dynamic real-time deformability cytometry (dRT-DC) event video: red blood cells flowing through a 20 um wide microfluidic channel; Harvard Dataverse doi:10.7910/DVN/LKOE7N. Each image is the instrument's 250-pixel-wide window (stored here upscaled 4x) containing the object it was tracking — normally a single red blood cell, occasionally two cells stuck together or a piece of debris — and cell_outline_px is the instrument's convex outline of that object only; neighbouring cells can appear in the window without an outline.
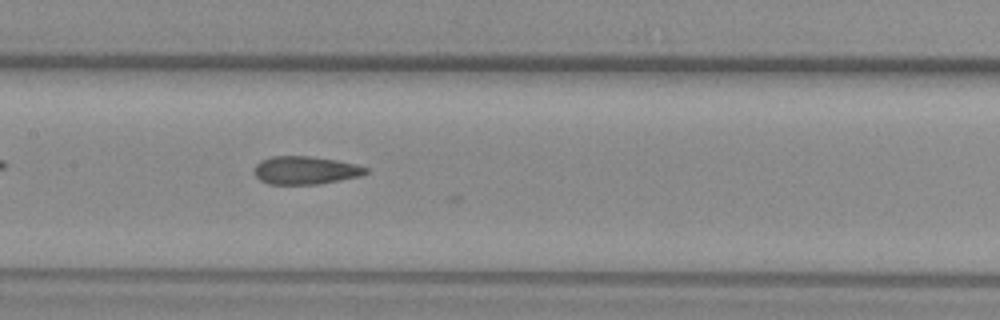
{"species": "common noctule bat (a hibernating species)", "species_latin": "Nyctalus noctula", "temperature_condition": "warm", "stored_images_in_passage": 14, "camera_frame_rate_fps": 3000, "um_per_image_px": 0.085, "animal": {"sex": "female", "body_mass_g": 29.2, "forearm_length_mm": 56.3}, "frame": {"image": 1, "passage_image": 13, "time_ms": 4.0, "image_size_px": [1000, 320], "cell_outline_px": [[368, 172], [360, 176], [320, 184], [268, 184], [260, 180], [256, 176], [256, 164], [260, 160], [272, 156], [308, 156], [336, 160], [356, 164], [368, 168]], "centroid_in_image_um": [25.97, 14.47], "position_along_channel_um": 181.4, "area_um2": 18.15}}